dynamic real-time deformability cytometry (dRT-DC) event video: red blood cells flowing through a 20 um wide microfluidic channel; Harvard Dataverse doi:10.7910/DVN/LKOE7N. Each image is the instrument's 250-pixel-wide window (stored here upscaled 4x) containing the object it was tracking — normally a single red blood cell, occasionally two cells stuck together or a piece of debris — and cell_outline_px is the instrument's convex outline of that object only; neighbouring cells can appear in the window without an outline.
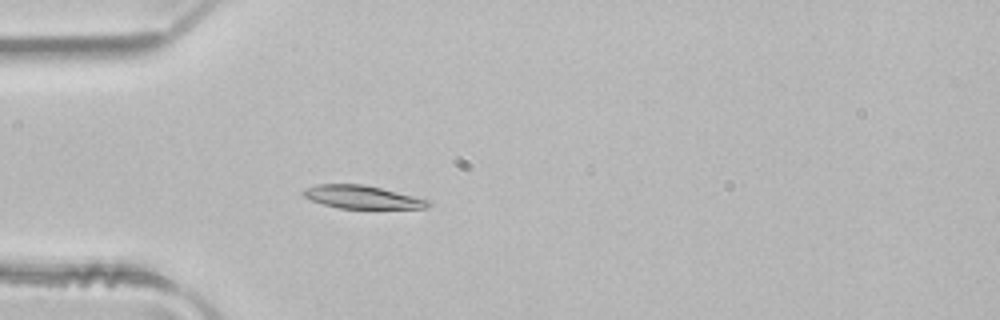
{"species": "common noctule bat (a hibernating species)", "species_latin": "Nyctalus noctula", "temperature_condition": "room temperature", "stored_images_in_passage": 3, "camera_frame_rate_fps": 3000, "um_per_image_px": 0.085, "animal": {"sex": "male", "body_mass_g": 21.5, "forearm_length_mm": 52.0}, "frame": {"image": 1, "passage_image": 3, "time_ms": 0.667, "image_size_px": [1000, 320], "cell_outline_px": [[432, 204], [424, 208], [340, 208], [324, 204], [312, 200], [304, 196], [300, 192], [304, 188], [316, 184], [364, 184], [428, 200]], "centroid_in_image_um": [30.72, 16.74], "position_along_channel_um": 54.3, "area_um2": 16.47}}